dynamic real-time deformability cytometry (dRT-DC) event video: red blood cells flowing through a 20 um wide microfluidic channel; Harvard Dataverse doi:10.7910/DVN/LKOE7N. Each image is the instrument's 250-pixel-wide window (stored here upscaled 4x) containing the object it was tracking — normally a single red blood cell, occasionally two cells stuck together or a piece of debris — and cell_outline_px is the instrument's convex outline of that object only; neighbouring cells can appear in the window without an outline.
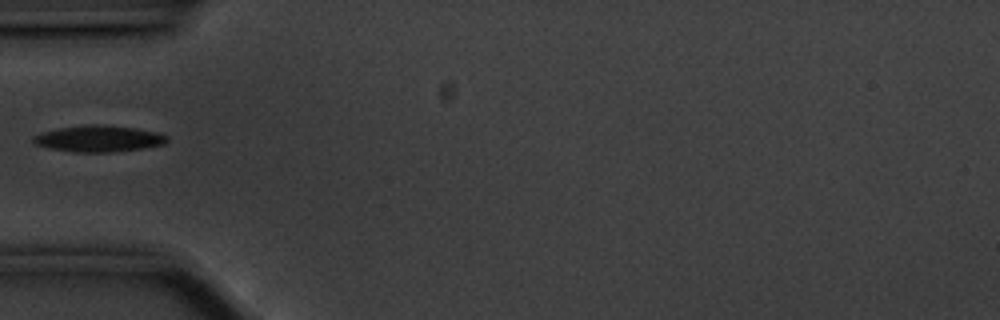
{"species": "common noctule bat (a hibernating species)", "species_latin": "Nyctalus noctula", "temperature_condition": "cold", "stored_images_in_passage": 34, "camera_frame_rate_fps": 3000, "um_per_image_px": 0.085, "animal": {"sex": "male", "body_mass_g": 20.1, "forearm_length_mm": 53.5}, "frame": {"image": 1, "passage_image": 1, "time_ms": 0.0, "image_size_px": [1000, 320], "cell_outline_px": [[168, 140], [164, 144], [140, 148], [108, 152], [72, 152], [48, 148], [36, 144], [32, 140], [32, 136], [44, 132], [60, 128], [96, 124], [136, 128], [156, 132], [168, 136]], "centroid_in_image_um": [8.38, 11.79], "position_along_channel_um": 76.6, "area_um2": 20.17}}
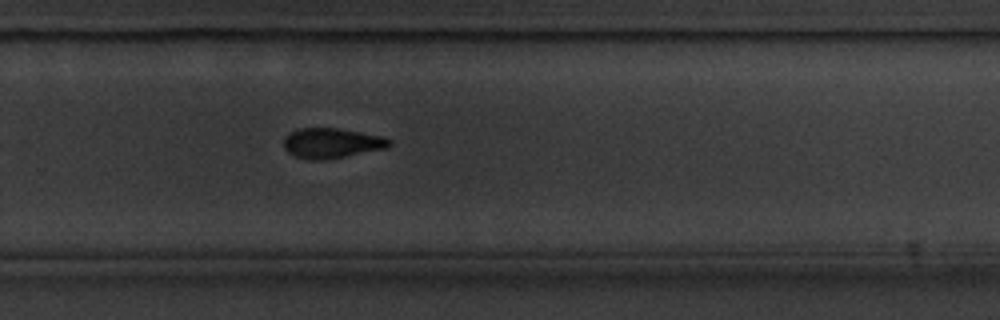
{"frame": {"image": 2, "passage_image": 20, "time_ms": 6.333, "image_size_px": [1000, 320], "cell_outline_px": [[392, 144], [388, 148], [324, 160], [308, 160], [296, 156], [288, 152], [284, 148], [284, 140], [288, 132], [300, 128], [336, 128], [384, 136], [392, 140]], "centroid_in_image_um": [28.21, 12.16], "position_along_channel_um": 301.6, "area_um2": 18.61}}